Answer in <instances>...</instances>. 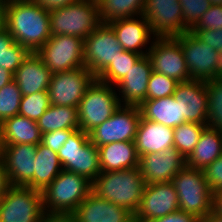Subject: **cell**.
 <instances>
[{"instance_id": "obj_43", "label": "cell", "mask_w": 222, "mask_h": 222, "mask_svg": "<svg viewBox=\"0 0 222 222\" xmlns=\"http://www.w3.org/2000/svg\"><path fill=\"white\" fill-rule=\"evenodd\" d=\"M199 40L213 47L222 55V29L191 31Z\"/></svg>"}, {"instance_id": "obj_22", "label": "cell", "mask_w": 222, "mask_h": 222, "mask_svg": "<svg viewBox=\"0 0 222 222\" xmlns=\"http://www.w3.org/2000/svg\"><path fill=\"white\" fill-rule=\"evenodd\" d=\"M76 222H131L134 214L91 192L72 212Z\"/></svg>"}, {"instance_id": "obj_37", "label": "cell", "mask_w": 222, "mask_h": 222, "mask_svg": "<svg viewBox=\"0 0 222 222\" xmlns=\"http://www.w3.org/2000/svg\"><path fill=\"white\" fill-rule=\"evenodd\" d=\"M50 106L48 91L25 95L22 96L20 101L19 115L38 121Z\"/></svg>"}, {"instance_id": "obj_45", "label": "cell", "mask_w": 222, "mask_h": 222, "mask_svg": "<svg viewBox=\"0 0 222 222\" xmlns=\"http://www.w3.org/2000/svg\"><path fill=\"white\" fill-rule=\"evenodd\" d=\"M39 222H76L72 213L44 212Z\"/></svg>"}, {"instance_id": "obj_34", "label": "cell", "mask_w": 222, "mask_h": 222, "mask_svg": "<svg viewBox=\"0 0 222 222\" xmlns=\"http://www.w3.org/2000/svg\"><path fill=\"white\" fill-rule=\"evenodd\" d=\"M206 126L207 125L200 123L185 122L174 128V148L178 150L185 159H187L194 150Z\"/></svg>"}, {"instance_id": "obj_31", "label": "cell", "mask_w": 222, "mask_h": 222, "mask_svg": "<svg viewBox=\"0 0 222 222\" xmlns=\"http://www.w3.org/2000/svg\"><path fill=\"white\" fill-rule=\"evenodd\" d=\"M100 21L108 24L114 20L141 16L145 0H97Z\"/></svg>"}, {"instance_id": "obj_3", "label": "cell", "mask_w": 222, "mask_h": 222, "mask_svg": "<svg viewBox=\"0 0 222 222\" xmlns=\"http://www.w3.org/2000/svg\"><path fill=\"white\" fill-rule=\"evenodd\" d=\"M51 35H71L84 40L100 24L97 0H76L49 11Z\"/></svg>"}, {"instance_id": "obj_6", "label": "cell", "mask_w": 222, "mask_h": 222, "mask_svg": "<svg viewBox=\"0 0 222 222\" xmlns=\"http://www.w3.org/2000/svg\"><path fill=\"white\" fill-rule=\"evenodd\" d=\"M121 106L115 86L95 79L78 106L79 129L89 133Z\"/></svg>"}, {"instance_id": "obj_30", "label": "cell", "mask_w": 222, "mask_h": 222, "mask_svg": "<svg viewBox=\"0 0 222 222\" xmlns=\"http://www.w3.org/2000/svg\"><path fill=\"white\" fill-rule=\"evenodd\" d=\"M41 134L55 130L79 129L78 109L71 106L51 105L38 119Z\"/></svg>"}, {"instance_id": "obj_50", "label": "cell", "mask_w": 222, "mask_h": 222, "mask_svg": "<svg viewBox=\"0 0 222 222\" xmlns=\"http://www.w3.org/2000/svg\"><path fill=\"white\" fill-rule=\"evenodd\" d=\"M200 222H222V216H219L212 211L206 217L201 219Z\"/></svg>"}, {"instance_id": "obj_54", "label": "cell", "mask_w": 222, "mask_h": 222, "mask_svg": "<svg viewBox=\"0 0 222 222\" xmlns=\"http://www.w3.org/2000/svg\"><path fill=\"white\" fill-rule=\"evenodd\" d=\"M1 147L2 145H1V130H0V155H1Z\"/></svg>"}, {"instance_id": "obj_25", "label": "cell", "mask_w": 222, "mask_h": 222, "mask_svg": "<svg viewBox=\"0 0 222 222\" xmlns=\"http://www.w3.org/2000/svg\"><path fill=\"white\" fill-rule=\"evenodd\" d=\"M97 148L101 172L139 167L135 141L112 142Z\"/></svg>"}, {"instance_id": "obj_14", "label": "cell", "mask_w": 222, "mask_h": 222, "mask_svg": "<svg viewBox=\"0 0 222 222\" xmlns=\"http://www.w3.org/2000/svg\"><path fill=\"white\" fill-rule=\"evenodd\" d=\"M142 15L156 37H174L189 31L178 0H145Z\"/></svg>"}, {"instance_id": "obj_26", "label": "cell", "mask_w": 222, "mask_h": 222, "mask_svg": "<svg viewBox=\"0 0 222 222\" xmlns=\"http://www.w3.org/2000/svg\"><path fill=\"white\" fill-rule=\"evenodd\" d=\"M141 117L156 123H161L170 128H175L186 122L181 116L180 104L174 96L145 100L139 106Z\"/></svg>"}, {"instance_id": "obj_35", "label": "cell", "mask_w": 222, "mask_h": 222, "mask_svg": "<svg viewBox=\"0 0 222 222\" xmlns=\"http://www.w3.org/2000/svg\"><path fill=\"white\" fill-rule=\"evenodd\" d=\"M207 126L222 131V76L206 81Z\"/></svg>"}, {"instance_id": "obj_10", "label": "cell", "mask_w": 222, "mask_h": 222, "mask_svg": "<svg viewBox=\"0 0 222 222\" xmlns=\"http://www.w3.org/2000/svg\"><path fill=\"white\" fill-rule=\"evenodd\" d=\"M44 213L42 192L10 186L0 199V222H39Z\"/></svg>"}, {"instance_id": "obj_36", "label": "cell", "mask_w": 222, "mask_h": 222, "mask_svg": "<svg viewBox=\"0 0 222 222\" xmlns=\"http://www.w3.org/2000/svg\"><path fill=\"white\" fill-rule=\"evenodd\" d=\"M22 92L12 80L0 89V124L6 119L19 115Z\"/></svg>"}, {"instance_id": "obj_39", "label": "cell", "mask_w": 222, "mask_h": 222, "mask_svg": "<svg viewBox=\"0 0 222 222\" xmlns=\"http://www.w3.org/2000/svg\"><path fill=\"white\" fill-rule=\"evenodd\" d=\"M184 24L190 30L211 7L208 0H181L180 1Z\"/></svg>"}, {"instance_id": "obj_40", "label": "cell", "mask_w": 222, "mask_h": 222, "mask_svg": "<svg viewBox=\"0 0 222 222\" xmlns=\"http://www.w3.org/2000/svg\"><path fill=\"white\" fill-rule=\"evenodd\" d=\"M218 29H222V5L212 4L190 31Z\"/></svg>"}, {"instance_id": "obj_52", "label": "cell", "mask_w": 222, "mask_h": 222, "mask_svg": "<svg viewBox=\"0 0 222 222\" xmlns=\"http://www.w3.org/2000/svg\"><path fill=\"white\" fill-rule=\"evenodd\" d=\"M211 4L222 5V0H208Z\"/></svg>"}, {"instance_id": "obj_47", "label": "cell", "mask_w": 222, "mask_h": 222, "mask_svg": "<svg viewBox=\"0 0 222 222\" xmlns=\"http://www.w3.org/2000/svg\"><path fill=\"white\" fill-rule=\"evenodd\" d=\"M10 187L8 177L5 172L3 159L0 155V199L4 196L7 189Z\"/></svg>"}, {"instance_id": "obj_17", "label": "cell", "mask_w": 222, "mask_h": 222, "mask_svg": "<svg viewBox=\"0 0 222 222\" xmlns=\"http://www.w3.org/2000/svg\"><path fill=\"white\" fill-rule=\"evenodd\" d=\"M177 192L172 182L145 185L142 200L134 219L148 222L179 210Z\"/></svg>"}, {"instance_id": "obj_24", "label": "cell", "mask_w": 222, "mask_h": 222, "mask_svg": "<svg viewBox=\"0 0 222 222\" xmlns=\"http://www.w3.org/2000/svg\"><path fill=\"white\" fill-rule=\"evenodd\" d=\"M173 139V128L141 117L135 138L137 154L161 153L174 147Z\"/></svg>"}, {"instance_id": "obj_48", "label": "cell", "mask_w": 222, "mask_h": 222, "mask_svg": "<svg viewBox=\"0 0 222 222\" xmlns=\"http://www.w3.org/2000/svg\"><path fill=\"white\" fill-rule=\"evenodd\" d=\"M212 211L222 216V189L213 193V209Z\"/></svg>"}, {"instance_id": "obj_11", "label": "cell", "mask_w": 222, "mask_h": 222, "mask_svg": "<svg viewBox=\"0 0 222 222\" xmlns=\"http://www.w3.org/2000/svg\"><path fill=\"white\" fill-rule=\"evenodd\" d=\"M140 119L139 106L121 105L110 118L88 133L89 139L96 147L112 142L135 141Z\"/></svg>"}, {"instance_id": "obj_8", "label": "cell", "mask_w": 222, "mask_h": 222, "mask_svg": "<svg viewBox=\"0 0 222 222\" xmlns=\"http://www.w3.org/2000/svg\"><path fill=\"white\" fill-rule=\"evenodd\" d=\"M181 44L190 79L208 81L222 76V55L190 30L174 36Z\"/></svg>"}, {"instance_id": "obj_46", "label": "cell", "mask_w": 222, "mask_h": 222, "mask_svg": "<svg viewBox=\"0 0 222 222\" xmlns=\"http://www.w3.org/2000/svg\"><path fill=\"white\" fill-rule=\"evenodd\" d=\"M76 0H41L39 3L46 9V10H55L58 8L65 7L71 3H74Z\"/></svg>"}, {"instance_id": "obj_53", "label": "cell", "mask_w": 222, "mask_h": 222, "mask_svg": "<svg viewBox=\"0 0 222 222\" xmlns=\"http://www.w3.org/2000/svg\"><path fill=\"white\" fill-rule=\"evenodd\" d=\"M22 1H26V2H40L41 0H22Z\"/></svg>"}, {"instance_id": "obj_16", "label": "cell", "mask_w": 222, "mask_h": 222, "mask_svg": "<svg viewBox=\"0 0 222 222\" xmlns=\"http://www.w3.org/2000/svg\"><path fill=\"white\" fill-rule=\"evenodd\" d=\"M1 157L10 186L33 189L36 144H1Z\"/></svg>"}, {"instance_id": "obj_18", "label": "cell", "mask_w": 222, "mask_h": 222, "mask_svg": "<svg viewBox=\"0 0 222 222\" xmlns=\"http://www.w3.org/2000/svg\"><path fill=\"white\" fill-rule=\"evenodd\" d=\"M185 166V157L174 147L161 153H147L139 159V169L145 185L171 182Z\"/></svg>"}, {"instance_id": "obj_4", "label": "cell", "mask_w": 222, "mask_h": 222, "mask_svg": "<svg viewBox=\"0 0 222 222\" xmlns=\"http://www.w3.org/2000/svg\"><path fill=\"white\" fill-rule=\"evenodd\" d=\"M92 192V182L62 170L42 191L44 212L72 213Z\"/></svg>"}, {"instance_id": "obj_5", "label": "cell", "mask_w": 222, "mask_h": 222, "mask_svg": "<svg viewBox=\"0 0 222 222\" xmlns=\"http://www.w3.org/2000/svg\"><path fill=\"white\" fill-rule=\"evenodd\" d=\"M177 192L179 210L195 215L200 220L213 209V193L203 170L183 167L171 181Z\"/></svg>"}, {"instance_id": "obj_38", "label": "cell", "mask_w": 222, "mask_h": 222, "mask_svg": "<svg viewBox=\"0 0 222 222\" xmlns=\"http://www.w3.org/2000/svg\"><path fill=\"white\" fill-rule=\"evenodd\" d=\"M178 84L174 78L152 71L146 93V100L172 96Z\"/></svg>"}, {"instance_id": "obj_41", "label": "cell", "mask_w": 222, "mask_h": 222, "mask_svg": "<svg viewBox=\"0 0 222 222\" xmlns=\"http://www.w3.org/2000/svg\"><path fill=\"white\" fill-rule=\"evenodd\" d=\"M204 177L212 191L215 193L222 189V155L203 169Z\"/></svg>"}, {"instance_id": "obj_28", "label": "cell", "mask_w": 222, "mask_h": 222, "mask_svg": "<svg viewBox=\"0 0 222 222\" xmlns=\"http://www.w3.org/2000/svg\"><path fill=\"white\" fill-rule=\"evenodd\" d=\"M222 155V131L206 126L192 153L186 159V166L203 170Z\"/></svg>"}, {"instance_id": "obj_13", "label": "cell", "mask_w": 222, "mask_h": 222, "mask_svg": "<svg viewBox=\"0 0 222 222\" xmlns=\"http://www.w3.org/2000/svg\"><path fill=\"white\" fill-rule=\"evenodd\" d=\"M122 51L113 29L101 23L84 39L85 67L97 78Z\"/></svg>"}, {"instance_id": "obj_2", "label": "cell", "mask_w": 222, "mask_h": 222, "mask_svg": "<svg viewBox=\"0 0 222 222\" xmlns=\"http://www.w3.org/2000/svg\"><path fill=\"white\" fill-rule=\"evenodd\" d=\"M145 182L139 167L101 172L92 181V192L135 214L140 206Z\"/></svg>"}, {"instance_id": "obj_49", "label": "cell", "mask_w": 222, "mask_h": 222, "mask_svg": "<svg viewBox=\"0 0 222 222\" xmlns=\"http://www.w3.org/2000/svg\"><path fill=\"white\" fill-rule=\"evenodd\" d=\"M12 80H14L13 73L3 67H0V89Z\"/></svg>"}, {"instance_id": "obj_20", "label": "cell", "mask_w": 222, "mask_h": 222, "mask_svg": "<svg viewBox=\"0 0 222 222\" xmlns=\"http://www.w3.org/2000/svg\"><path fill=\"white\" fill-rule=\"evenodd\" d=\"M108 25L115 32L123 50L133 51L142 56L147 55L153 40L156 38L143 15L114 20L108 23Z\"/></svg>"}, {"instance_id": "obj_42", "label": "cell", "mask_w": 222, "mask_h": 222, "mask_svg": "<svg viewBox=\"0 0 222 222\" xmlns=\"http://www.w3.org/2000/svg\"><path fill=\"white\" fill-rule=\"evenodd\" d=\"M75 130L64 129L49 131L42 134L41 144L58 153L66 140Z\"/></svg>"}, {"instance_id": "obj_32", "label": "cell", "mask_w": 222, "mask_h": 222, "mask_svg": "<svg viewBox=\"0 0 222 222\" xmlns=\"http://www.w3.org/2000/svg\"><path fill=\"white\" fill-rule=\"evenodd\" d=\"M30 53L27 48L15 42L4 27L0 29V67L14 74Z\"/></svg>"}, {"instance_id": "obj_19", "label": "cell", "mask_w": 222, "mask_h": 222, "mask_svg": "<svg viewBox=\"0 0 222 222\" xmlns=\"http://www.w3.org/2000/svg\"><path fill=\"white\" fill-rule=\"evenodd\" d=\"M186 122L207 125L208 95L206 81L190 79L178 82L173 93Z\"/></svg>"}, {"instance_id": "obj_23", "label": "cell", "mask_w": 222, "mask_h": 222, "mask_svg": "<svg viewBox=\"0 0 222 222\" xmlns=\"http://www.w3.org/2000/svg\"><path fill=\"white\" fill-rule=\"evenodd\" d=\"M13 75L14 81L25 96L48 91L52 72L36 53H30Z\"/></svg>"}, {"instance_id": "obj_29", "label": "cell", "mask_w": 222, "mask_h": 222, "mask_svg": "<svg viewBox=\"0 0 222 222\" xmlns=\"http://www.w3.org/2000/svg\"><path fill=\"white\" fill-rule=\"evenodd\" d=\"M35 157L33 189L42 192L59 175L63 168L57 152L41 143L37 145Z\"/></svg>"}, {"instance_id": "obj_27", "label": "cell", "mask_w": 222, "mask_h": 222, "mask_svg": "<svg viewBox=\"0 0 222 222\" xmlns=\"http://www.w3.org/2000/svg\"><path fill=\"white\" fill-rule=\"evenodd\" d=\"M1 144H40L42 134L37 121L15 115L0 124Z\"/></svg>"}, {"instance_id": "obj_51", "label": "cell", "mask_w": 222, "mask_h": 222, "mask_svg": "<svg viewBox=\"0 0 222 222\" xmlns=\"http://www.w3.org/2000/svg\"><path fill=\"white\" fill-rule=\"evenodd\" d=\"M4 27V0H0V29Z\"/></svg>"}, {"instance_id": "obj_44", "label": "cell", "mask_w": 222, "mask_h": 222, "mask_svg": "<svg viewBox=\"0 0 222 222\" xmlns=\"http://www.w3.org/2000/svg\"><path fill=\"white\" fill-rule=\"evenodd\" d=\"M148 222H200V219L193 214L185 213L178 210L164 217L154 219Z\"/></svg>"}, {"instance_id": "obj_12", "label": "cell", "mask_w": 222, "mask_h": 222, "mask_svg": "<svg viewBox=\"0 0 222 222\" xmlns=\"http://www.w3.org/2000/svg\"><path fill=\"white\" fill-rule=\"evenodd\" d=\"M95 79L86 67L52 73L48 87L51 105L78 108L87 88Z\"/></svg>"}, {"instance_id": "obj_21", "label": "cell", "mask_w": 222, "mask_h": 222, "mask_svg": "<svg viewBox=\"0 0 222 222\" xmlns=\"http://www.w3.org/2000/svg\"><path fill=\"white\" fill-rule=\"evenodd\" d=\"M152 71L148 56H141L126 76L115 85L121 105L140 106L146 100Z\"/></svg>"}, {"instance_id": "obj_1", "label": "cell", "mask_w": 222, "mask_h": 222, "mask_svg": "<svg viewBox=\"0 0 222 222\" xmlns=\"http://www.w3.org/2000/svg\"><path fill=\"white\" fill-rule=\"evenodd\" d=\"M4 28L15 42L36 53L51 36L49 10L39 2L4 0Z\"/></svg>"}, {"instance_id": "obj_9", "label": "cell", "mask_w": 222, "mask_h": 222, "mask_svg": "<svg viewBox=\"0 0 222 222\" xmlns=\"http://www.w3.org/2000/svg\"><path fill=\"white\" fill-rule=\"evenodd\" d=\"M52 73L85 67L84 40L71 35H51L36 52Z\"/></svg>"}, {"instance_id": "obj_33", "label": "cell", "mask_w": 222, "mask_h": 222, "mask_svg": "<svg viewBox=\"0 0 222 222\" xmlns=\"http://www.w3.org/2000/svg\"><path fill=\"white\" fill-rule=\"evenodd\" d=\"M141 56V54L133 51L123 50L118 52L113 62L96 79L102 83L115 86L126 76Z\"/></svg>"}, {"instance_id": "obj_15", "label": "cell", "mask_w": 222, "mask_h": 222, "mask_svg": "<svg viewBox=\"0 0 222 222\" xmlns=\"http://www.w3.org/2000/svg\"><path fill=\"white\" fill-rule=\"evenodd\" d=\"M147 56L153 71L178 82L190 80L181 44L174 37H156Z\"/></svg>"}, {"instance_id": "obj_7", "label": "cell", "mask_w": 222, "mask_h": 222, "mask_svg": "<svg viewBox=\"0 0 222 222\" xmlns=\"http://www.w3.org/2000/svg\"><path fill=\"white\" fill-rule=\"evenodd\" d=\"M63 170L75 172L93 181L101 173L98 148L89 134L77 129L58 151Z\"/></svg>"}]
</instances>
